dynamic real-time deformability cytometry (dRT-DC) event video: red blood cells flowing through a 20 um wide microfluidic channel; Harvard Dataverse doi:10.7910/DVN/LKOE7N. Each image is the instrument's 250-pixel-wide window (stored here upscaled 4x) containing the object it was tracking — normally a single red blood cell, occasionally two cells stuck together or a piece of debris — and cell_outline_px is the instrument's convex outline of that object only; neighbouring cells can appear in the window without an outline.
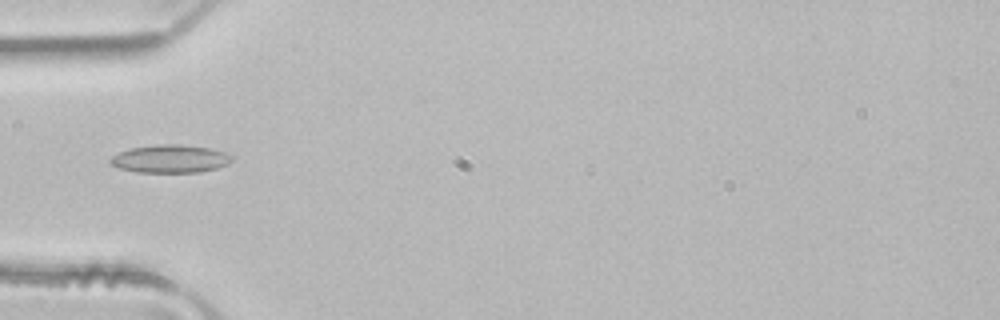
{"species": "common noctule bat (a hibernating species)", "species_latin": "Nyctalus noctula", "temperature_condition": "room temperature", "stored_images_in_passage": 3, "camera_frame_rate_fps": 3000, "um_per_image_px": 0.085, "animal": {"sex": "male", "body_mass_g": 21.5, "forearm_length_mm": 52.0}, "frame": {"image": 1, "passage_image": 3, "time_ms": 0.667, "image_size_px": [1000, 320], "cell_outline_px": [[232, 160], [228, 164], [216, 168], [200, 172], [136, 172], [120, 168], [112, 164], [108, 160], [112, 156], [120, 152], [132, 148], [160, 144], [180, 144], [212, 148], [224, 152], [232, 156]], "centroid_in_image_um": [14.49, 13.49], "position_along_channel_um": 70.5, "area_um2": 19.71}}